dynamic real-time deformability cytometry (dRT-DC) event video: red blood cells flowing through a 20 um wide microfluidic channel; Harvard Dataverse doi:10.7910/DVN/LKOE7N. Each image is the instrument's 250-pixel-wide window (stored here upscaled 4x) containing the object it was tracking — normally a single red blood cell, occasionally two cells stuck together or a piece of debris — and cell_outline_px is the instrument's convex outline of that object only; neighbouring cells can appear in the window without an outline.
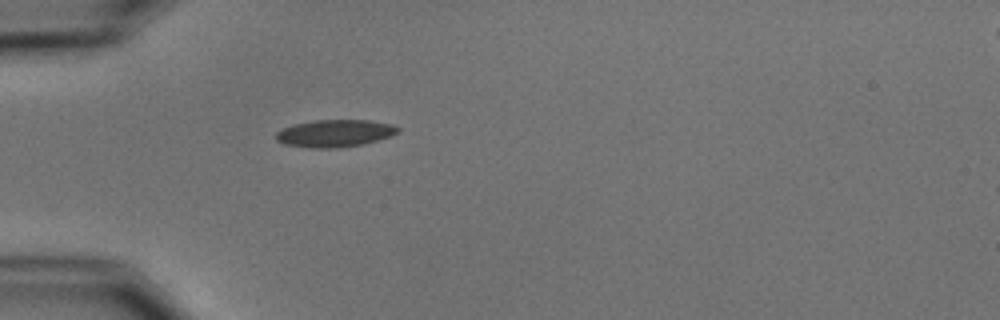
{"species": "common noctule bat (a hibernating species)", "species_latin": "Nyctalus noctula", "temperature_condition": "cold", "stored_images_in_passage": 1, "camera_frame_rate_fps": 3000, "um_per_image_px": 0.085, "animal": {"sex": "male", "body_mass_g": 15.6}, "frame": {"image": 1, "passage_image": 1, "time_ms": 0.0, "image_size_px": [1000, 320], "cell_outline_px": [[400, 132], [392, 136], [364, 144], [336, 148], [312, 148], [284, 144], [276, 140], [276, 132], [292, 124], [312, 120], [368, 120], [392, 124], [400, 128]], "centroid_in_image_um": [28.48, 11.33], "position_along_channel_um": 56.5, "area_um2": 19.59}}